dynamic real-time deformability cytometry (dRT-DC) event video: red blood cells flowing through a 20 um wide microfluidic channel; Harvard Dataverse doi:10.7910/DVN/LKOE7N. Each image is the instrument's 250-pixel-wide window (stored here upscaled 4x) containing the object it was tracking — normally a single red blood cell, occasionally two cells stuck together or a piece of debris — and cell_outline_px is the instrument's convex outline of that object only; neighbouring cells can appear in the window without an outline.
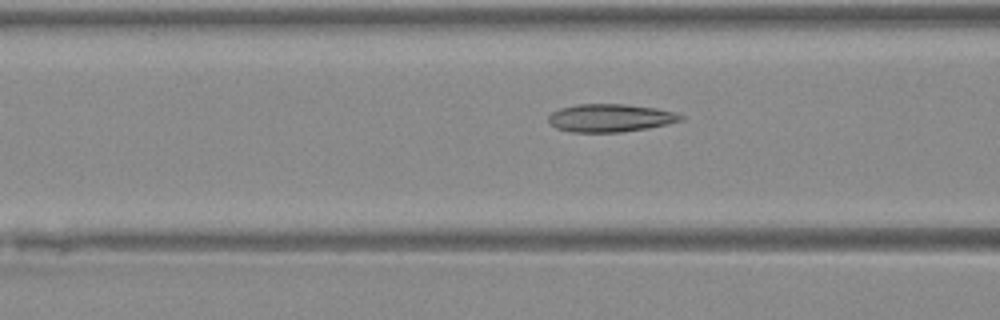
{"species": "Egyptian fruit bat (a non-hibernating species)", "species_latin": "Rousettus aegyptiacus", "temperature_condition": "warm", "stored_images_in_passage": 15, "camera_frame_rate_fps": 3000, "um_per_image_px": 0.085, "animal": {"sex": "female"}, "frame": {"image": 1, "passage_image": 13, "time_ms": 4.0, "image_size_px": [1000, 320], "cell_outline_px": [[684, 120], [668, 124], [648, 128], [620, 132], [572, 132], [556, 128], [548, 124], [548, 116], [552, 112], [560, 108], [576, 104], [624, 104], [656, 108], [676, 112], [684, 116]], "centroid_in_image_um": [51.87, 10.02], "position_along_channel_um": 114.7, "area_um2": 21.73}}